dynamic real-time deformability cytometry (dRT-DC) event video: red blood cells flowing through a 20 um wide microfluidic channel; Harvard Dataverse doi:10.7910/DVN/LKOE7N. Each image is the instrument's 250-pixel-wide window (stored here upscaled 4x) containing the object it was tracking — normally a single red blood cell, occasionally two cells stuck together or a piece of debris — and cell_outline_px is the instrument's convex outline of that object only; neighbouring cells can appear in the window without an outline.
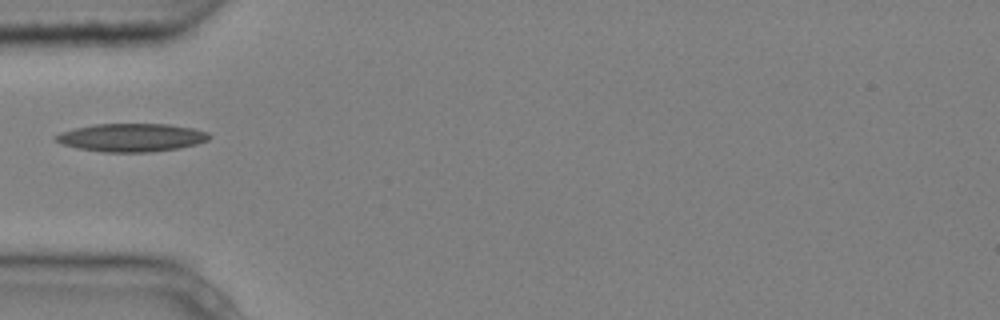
{"species": "common noctule bat (a hibernating species)", "species_latin": "Nyctalus noctula", "temperature_condition": "cold", "stored_images_in_passage": 7, "camera_frame_rate_fps": 3000, "um_per_image_px": 0.085, "animal": {"sex": "male", "body_mass_g": 20.4}, "frame": {"image": 1, "passage_image": 5, "time_ms": 1.333, "image_size_px": [1000, 320], "cell_outline_px": [[212, 136], [208, 140], [196, 144], [180, 148], [148, 152], [104, 152], [76, 148], [52, 140], [60, 132], [76, 128], [96, 124], [168, 124], [192, 128], [208, 132]], "centroid_in_image_um": [11.19, 11.69], "position_along_channel_um": 73.8, "area_um2": 25.14}}
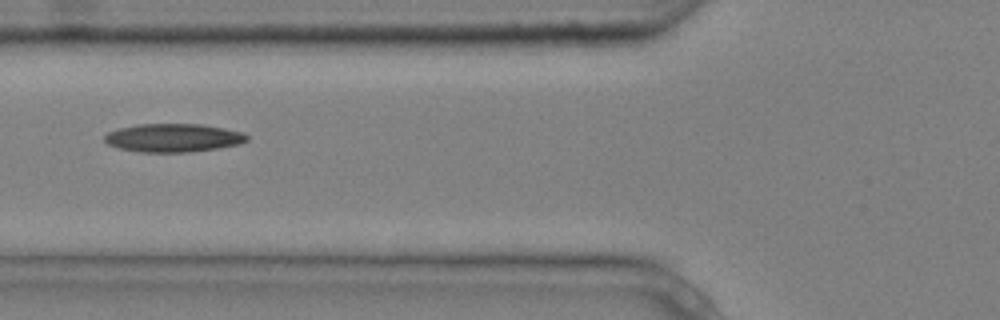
{"frame": {"image": 2, "passage_image": 6, "time_ms": 1.667, "image_size_px": [1000, 320], "cell_outline_px": [[248, 140], [240, 144], [192, 152], [140, 152], [116, 148], [108, 144], [104, 140], [104, 136], [108, 132], [120, 128], [136, 124], [200, 124], [224, 128], [244, 132], [248, 136]], "centroid_in_image_um": [14.72, 11.72], "position_along_channel_um": 111.1, "area_um2": 23.64}}